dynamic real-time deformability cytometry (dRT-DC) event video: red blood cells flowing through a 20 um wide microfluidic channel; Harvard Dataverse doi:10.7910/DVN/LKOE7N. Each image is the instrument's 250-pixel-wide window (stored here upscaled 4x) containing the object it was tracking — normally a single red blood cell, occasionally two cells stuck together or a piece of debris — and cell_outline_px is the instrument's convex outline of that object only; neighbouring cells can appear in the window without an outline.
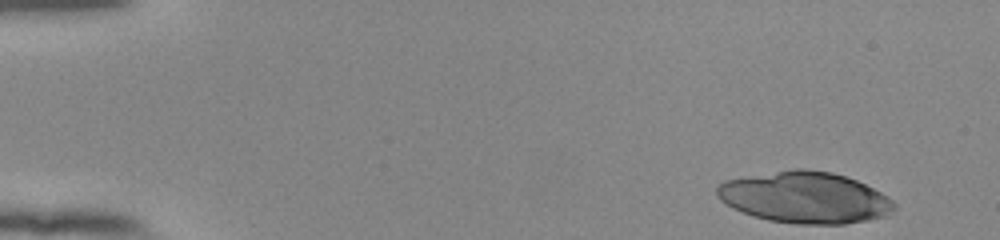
{"species": "human", "species_latin": "Homo sapiens", "temperature_condition": "room temperature", "stored_images_in_passage": 18, "camera_frame_rate_fps": 3000, "um_per_image_px": 0.085, "donor": {"sex": "female"}, "frame": {"image": 1, "passage_image": 1, "time_ms": 0.0, "image_size_px": [1000, 240], "cell_outline_px": [[896, 208], [884, 216], [868, 220], [844, 224], [796, 224], [768, 220], [752, 216], [732, 208], [720, 200], [716, 196], [716, 188], [724, 180], [796, 168], [804, 168], [832, 172], [856, 180], [888, 196], [896, 204]], "centroid_in_image_um": [68.4, 16.79], "position_along_channel_um": 16.6, "area_um2": 53.12}}
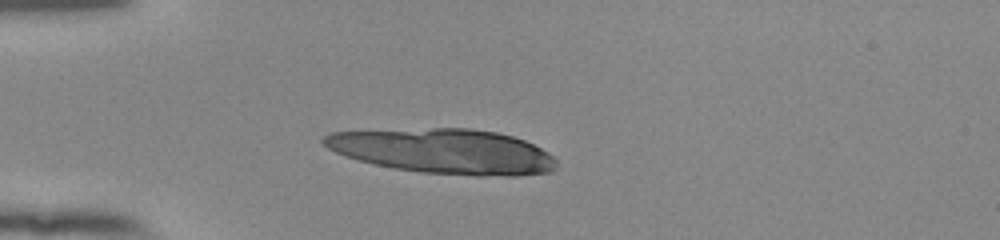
{"frame": {"image": 2, "passage_image": 12, "time_ms": 3.667, "image_size_px": [1000, 240], "cell_outline_px": [[556, 168], [552, 172], [520, 176], [476, 176], [420, 172], [396, 168], [376, 164], [360, 160], [336, 152], [328, 148], [320, 140], [324, 136], [332, 132], [432, 128], [472, 128], [496, 132], [512, 136], [524, 140], [548, 152], [556, 160]], "centroid_in_image_um": [37.77, 12.86], "position_along_channel_um": 47.2, "area_um2": 60.75}}